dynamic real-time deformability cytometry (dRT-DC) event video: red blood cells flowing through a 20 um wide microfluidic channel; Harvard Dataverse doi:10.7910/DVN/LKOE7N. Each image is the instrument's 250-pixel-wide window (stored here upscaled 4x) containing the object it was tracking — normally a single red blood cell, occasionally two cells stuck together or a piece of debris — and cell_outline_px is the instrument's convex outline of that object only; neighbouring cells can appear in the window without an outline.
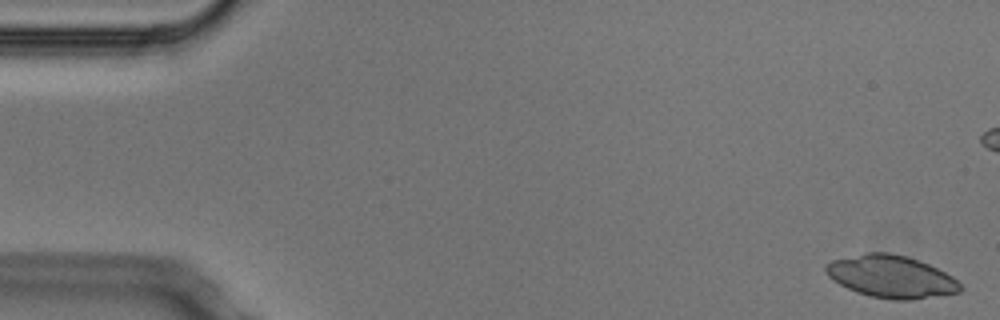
{"species": "Egyptian fruit bat (a non-hibernating species)", "species_latin": "Rousettus aegyptiacus", "temperature_condition": "cold", "stored_images_in_passage": 4, "camera_frame_rate_fps": 3000, "um_per_image_px": 0.085, "animal": {"sex": "male"}, "frame": {"image": 1, "passage_image": 1, "time_ms": 0.0, "image_size_px": [1000, 320], "cell_outline_px": [[964, 288], [960, 292], [912, 300], [892, 300], [872, 296], [856, 292], [832, 280], [824, 272], [824, 264], [832, 260], [868, 252], [888, 252], [908, 256], [928, 264], [952, 276]], "centroid_in_image_um": [75.73, 23.51], "position_along_channel_um": 9.3, "area_um2": 33.29}}